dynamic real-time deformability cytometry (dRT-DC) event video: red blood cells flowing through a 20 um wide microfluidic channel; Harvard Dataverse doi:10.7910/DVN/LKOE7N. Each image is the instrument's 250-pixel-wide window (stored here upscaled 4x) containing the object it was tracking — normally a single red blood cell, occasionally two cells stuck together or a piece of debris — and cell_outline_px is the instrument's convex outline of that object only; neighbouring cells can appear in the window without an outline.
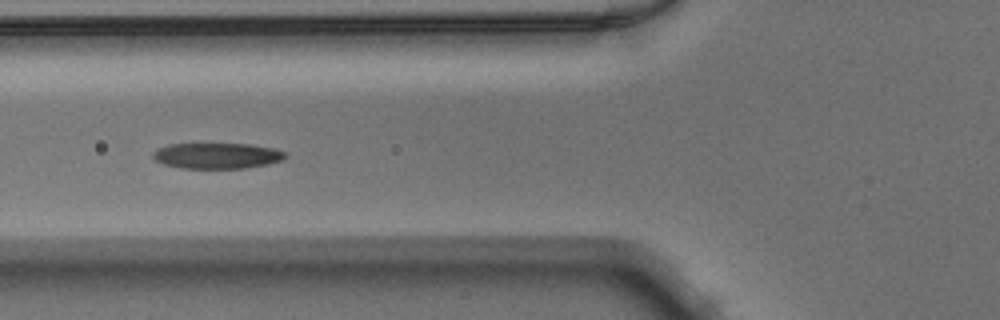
{"species": "Egyptian fruit bat (a non-hibernating species)", "species_latin": "Rousettus aegyptiacus", "temperature_condition": "warm", "stored_images_in_passage": 27, "camera_frame_rate_fps": 3000, "um_per_image_px": 0.085, "animal": {"sex": "male"}, "frame": {"image": 1, "passage_image": 5, "time_ms": 1.333, "image_size_px": [1000, 320], "cell_outline_px": [[288, 156], [280, 160], [268, 164], [248, 168], [180, 168], [164, 164], [156, 160], [152, 156], [152, 152], [168, 144], [248, 144], [272, 148], [288, 152]], "centroid_in_image_um": [18.47, 13.24], "position_along_channel_um": 107.3, "area_um2": 19.83}}
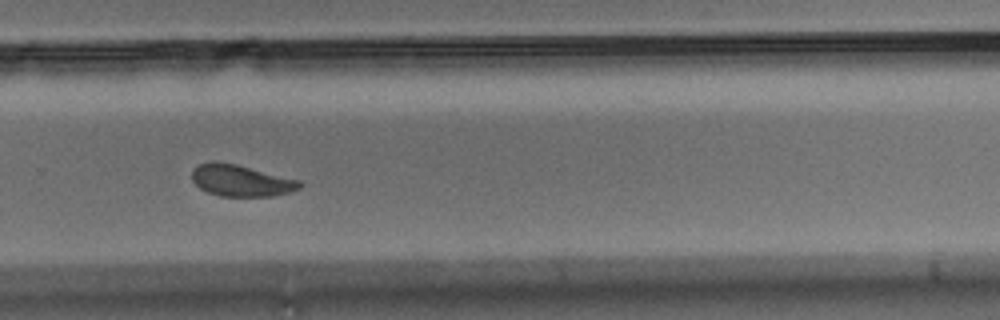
{"frame": {"image": 2, "passage_image": 20, "time_ms": 6.333, "image_size_px": [1000, 320], "cell_outline_px": [[304, 184], [300, 188], [288, 192], [272, 196], [220, 196], [208, 192], [200, 188], [192, 180], [192, 168], [196, 164], [212, 160], [236, 164], [300, 180]], "centroid_in_image_um": [20.45, 15.33], "position_along_channel_um": 309.3, "area_um2": 19.94}}
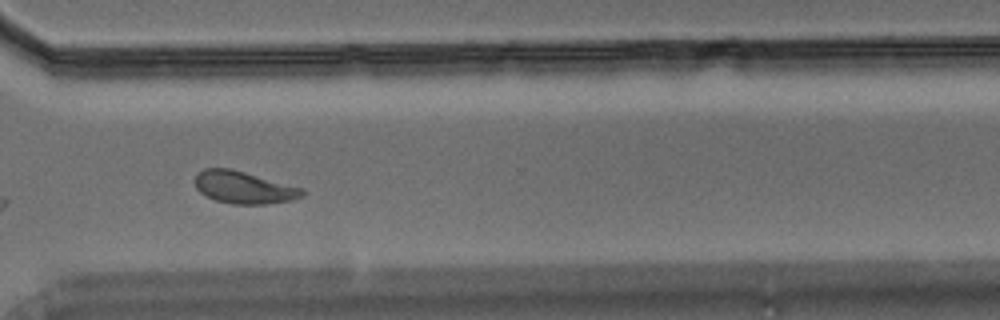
{"frame": {"image": 3, "passage_image": 23, "time_ms": 7.333, "image_size_px": [1000, 320], "cell_outline_px": [[304, 196], [292, 200], [264, 204], [232, 204], [216, 200], [204, 196], [196, 188], [196, 176], [204, 168], [232, 168], [304, 188]], "centroid_in_image_um": [20.75, 15.93], "position_along_channel_um": 349.9, "area_um2": 20.29}}